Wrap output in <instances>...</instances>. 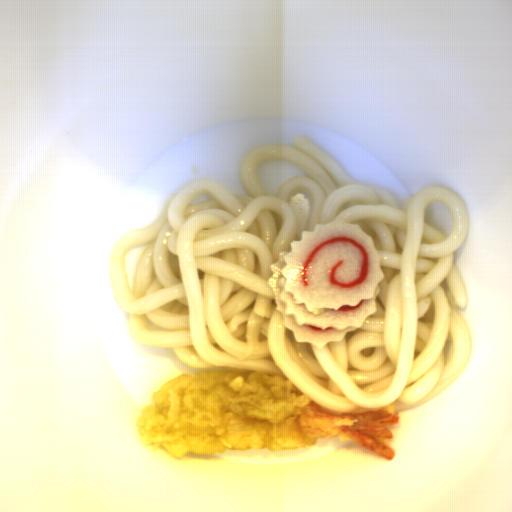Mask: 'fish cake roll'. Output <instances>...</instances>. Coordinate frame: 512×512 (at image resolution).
<instances>
[{"mask_svg":"<svg viewBox=\"0 0 512 512\" xmlns=\"http://www.w3.org/2000/svg\"><path fill=\"white\" fill-rule=\"evenodd\" d=\"M382 258L357 223L340 219L301 230L270 266L268 285L283 327L296 342L320 348L359 329L378 309Z\"/></svg>","mask_w":512,"mask_h":512,"instance_id":"obj_1","label":"fish cake roll"}]
</instances>
